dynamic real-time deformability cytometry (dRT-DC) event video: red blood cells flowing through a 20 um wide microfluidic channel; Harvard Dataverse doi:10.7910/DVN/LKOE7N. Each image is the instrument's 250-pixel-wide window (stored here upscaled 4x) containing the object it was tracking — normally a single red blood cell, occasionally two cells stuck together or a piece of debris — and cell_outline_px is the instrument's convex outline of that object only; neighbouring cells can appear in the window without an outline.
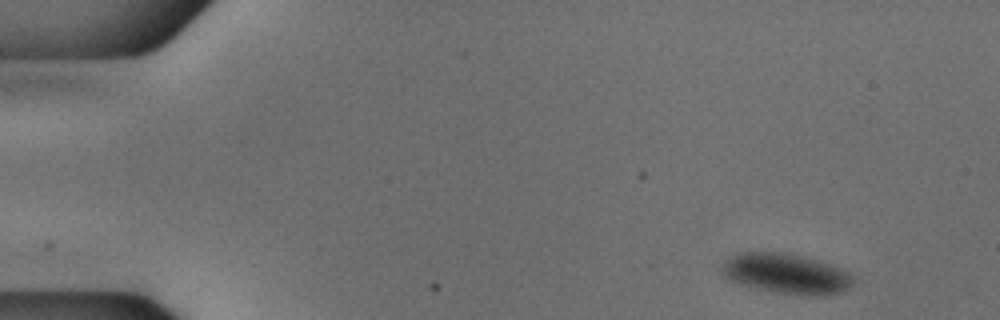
{"species": "common noctule bat (a hibernating species)", "species_latin": "Nyctalus noctula", "temperature_condition": "cold", "stored_images_in_passage": 52, "camera_frame_rate_fps": 3000, "um_per_image_px": 0.085, "animal": {"sex": "male", "body_mass_g": 18.8}, "frame": {"image": 1, "passage_image": 3, "time_ms": 0.667, "image_size_px": [1000, 320], "cell_outline_px": [[856, 280], [844, 292], [828, 296], [804, 296], [756, 288], [740, 284], [724, 276], [720, 268], [724, 260], [736, 252], [792, 252], [820, 260], [840, 268], [856, 276]], "centroid_in_image_um": [66.88, 23.25], "position_along_channel_um": 18.1, "area_um2": 31.5}}
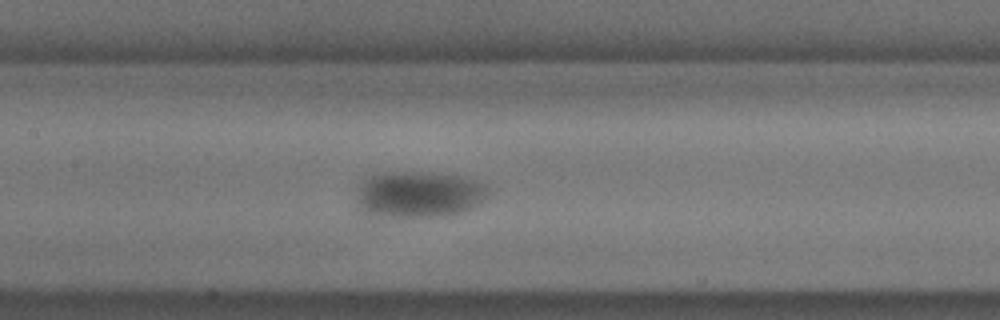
{"frame": {"image": 2, "passage_image": 24, "time_ms": 7.667, "image_size_px": [1000, 320], "cell_outline_px": [[488, 192], [472, 208], [464, 212], [444, 216], [364, 216], [356, 204], [356, 196], [360, 184], [364, 176], [384, 172], [428, 172], [464, 176], [488, 184]], "centroid_in_image_um": [35.53, 16.51], "position_along_channel_um": 171.9, "area_um2": 36.18}}
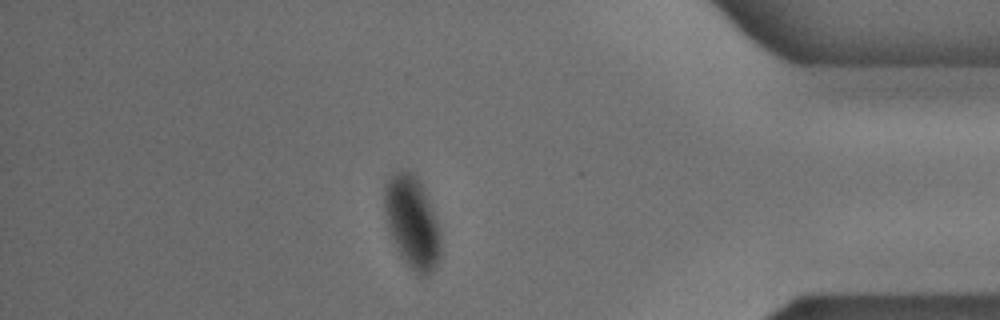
{"frame": {"image": 3, "passage_image": 45, "time_ms": 14.667, "image_size_px": [1000, 320], "cell_outline_px": [[440, 256], [432, 276], [420, 276], [408, 268], [396, 248], [388, 228], [384, 204], [384, 184], [396, 172], [404, 168], [412, 172], [416, 176], [424, 188], [436, 216], [440, 232]], "centroid_in_image_um": [35.05, 18.92], "position_along_channel_um": 400.2, "area_um2": 30.63}}